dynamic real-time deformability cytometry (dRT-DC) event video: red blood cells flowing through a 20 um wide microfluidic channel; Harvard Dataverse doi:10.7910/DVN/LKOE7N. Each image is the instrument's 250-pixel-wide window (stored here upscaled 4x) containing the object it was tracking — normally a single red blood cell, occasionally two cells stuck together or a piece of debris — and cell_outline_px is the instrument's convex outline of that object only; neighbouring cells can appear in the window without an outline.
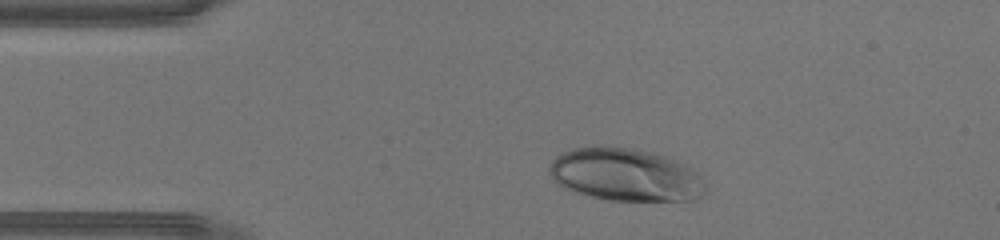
{"species": "human", "species_latin": "Homo sapiens", "temperature_condition": "warm", "stored_images_in_passage": 31, "camera_frame_rate_fps": 3000, "um_per_image_px": 0.085, "donor": {"sex": "male"}, "frame": {"image": 1, "passage_image": 4, "time_ms": 1.0, "image_size_px": [1000, 240], "cell_outline_px": [[704, 192], [700, 196], [692, 200], [608, 200], [572, 192], [556, 184], [552, 180], [548, 172], [548, 168], [552, 160], [556, 156], [572, 148], [632, 148], [652, 152], [676, 160], [692, 168], [700, 176]], "centroid_in_image_um": [53.1, 14.87], "position_along_channel_um": 31.9, "area_um2": 47.51}}
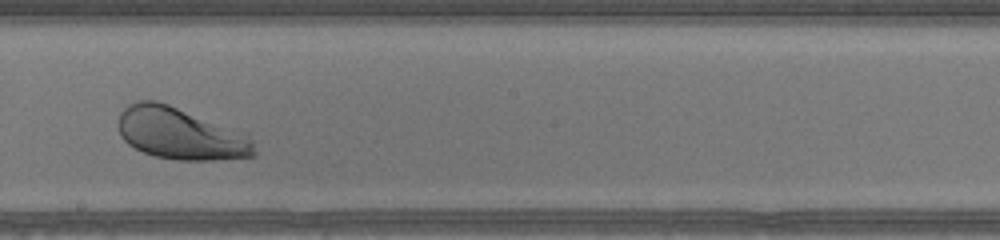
{"frame": {"image": 2, "passage_image": 20, "time_ms": 6.333, "image_size_px": [1000, 240], "cell_outline_px": [[256, 156], [212, 160], [176, 160], [156, 156], [144, 152], [128, 144], [120, 136], [116, 124], [120, 112], [128, 104], [136, 100], [156, 100], [168, 104], [248, 132], [252, 140], [256, 152]], "centroid_in_image_um": [15.35, 11.34], "position_along_channel_um": 232.9, "area_um2": 41.79}}
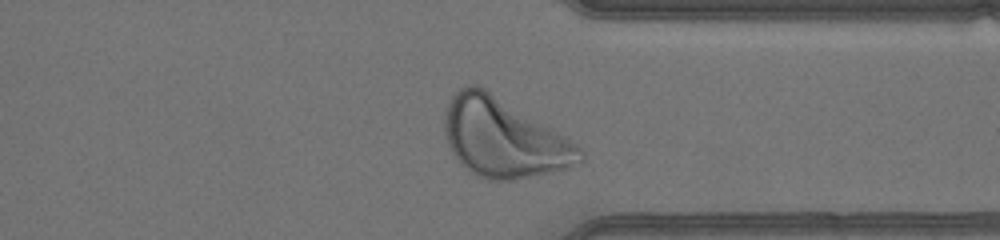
{"frame": {"image": 3, "passage_image": 29, "time_ms": 9.333, "image_size_px": [1000, 240], "cell_outline_px": [[584, 160], [568, 168], [512, 180], [488, 180], [476, 176], [460, 164], [452, 152], [448, 144], [444, 132], [444, 112], [448, 100], [460, 88], [468, 84], [476, 84], [484, 88], [564, 136], [580, 148], [584, 152]], "centroid_in_image_um": [42.74, 11.74], "position_along_channel_um": 368.7, "area_um2": 61.56}}